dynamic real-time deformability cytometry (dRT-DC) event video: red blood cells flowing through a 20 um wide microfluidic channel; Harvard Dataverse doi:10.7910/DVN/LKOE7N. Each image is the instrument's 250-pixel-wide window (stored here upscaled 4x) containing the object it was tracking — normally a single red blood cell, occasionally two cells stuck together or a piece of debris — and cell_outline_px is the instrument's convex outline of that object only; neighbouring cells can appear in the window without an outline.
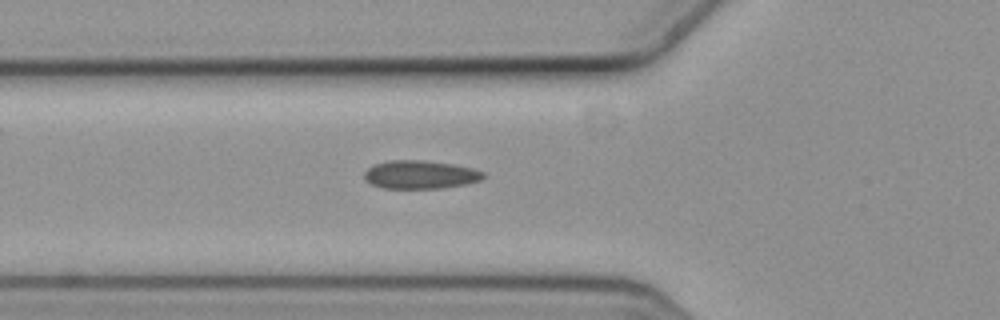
{"species": "common noctule bat (a hibernating species)", "species_latin": "Nyctalus noctula", "temperature_condition": "cold", "stored_images_in_passage": 4, "camera_frame_rate_fps": 3000, "um_per_image_px": 0.085, "animal": {"sex": "female", "body_mass_g": 19.3, "forearm_length_mm": 54.1}, "frame": {"image": 1, "passage_image": 4, "time_ms": 1.0, "image_size_px": [1000, 320], "cell_outline_px": [[484, 176], [480, 180], [464, 184], [444, 188], [384, 188], [372, 184], [364, 180], [364, 172], [368, 168], [376, 164], [392, 160], [424, 160], [452, 164], [472, 168], [484, 172]], "centroid_in_image_um": [35.71, 14.84], "position_along_channel_um": 90.1, "area_um2": 19.48}}